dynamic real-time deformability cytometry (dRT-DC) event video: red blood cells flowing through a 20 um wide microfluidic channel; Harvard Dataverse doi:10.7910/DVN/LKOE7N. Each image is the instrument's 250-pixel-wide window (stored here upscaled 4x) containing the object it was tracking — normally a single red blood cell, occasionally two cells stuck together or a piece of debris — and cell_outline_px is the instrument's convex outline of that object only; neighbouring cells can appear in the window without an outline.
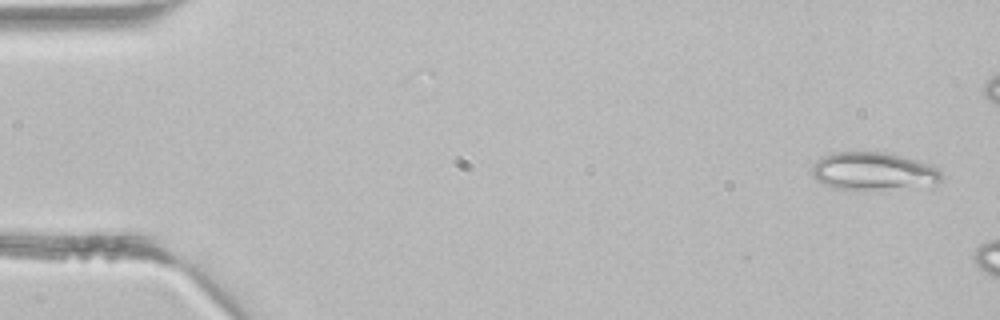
{"species": "common noctule bat (a hibernating species)", "species_latin": "Nyctalus noctula", "temperature_condition": "room temperature", "stored_images_in_passage": 2, "camera_frame_rate_fps": 3000, "um_per_image_px": 0.085, "animal": {"sex": "male", "body_mass_g": 21.5, "forearm_length_mm": 52.0}, "frame": {"image": 1, "passage_image": 2, "time_ms": 0.333, "image_size_px": [1000, 320], "cell_outline_px": [[944, 176], [936, 188], [932, 192], [864, 192], [832, 188], [816, 180], [812, 176], [812, 164], [820, 156], [836, 152], [884, 152], [916, 160], [928, 164], [936, 168]], "centroid_in_image_um": [74.4, 14.69], "position_along_channel_um": 10.6, "area_um2": 31.27}}